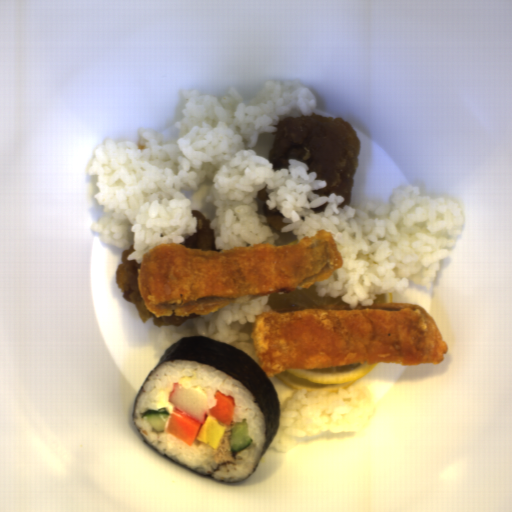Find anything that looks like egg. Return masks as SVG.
I'll list each match as a JSON object with an SVG mask.
<instances>
[{
	"label": "egg",
	"instance_id": "obj_1",
	"mask_svg": "<svg viewBox=\"0 0 512 512\" xmlns=\"http://www.w3.org/2000/svg\"><path fill=\"white\" fill-rule=\"evenodd\" d=\"M226 431V426L218 423L215 417L205 416L204 424L201 423L196 439L208 446L217 449Z\"/></svg>",
	"mask_w": 512,
	"mask_h": 512
}]
</instances>
